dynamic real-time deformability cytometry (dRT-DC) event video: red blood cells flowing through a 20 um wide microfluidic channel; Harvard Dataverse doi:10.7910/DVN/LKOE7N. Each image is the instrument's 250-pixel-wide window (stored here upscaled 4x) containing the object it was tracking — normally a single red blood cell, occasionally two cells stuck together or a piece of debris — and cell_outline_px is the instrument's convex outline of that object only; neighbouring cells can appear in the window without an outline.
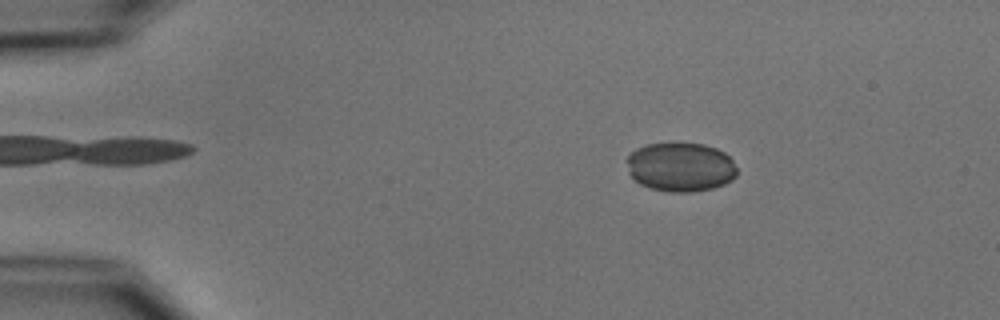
{"species": "common noctule bat (a hibernating species)", "species_latin": "Nyctalus noctula", "temperature_condition": "cold", "stored_images_in_passage": 54, "camera_frame_rate_fps": 3000, "um_per_image_px": 0.085, "animal": {"sex": "male", "body_mass_g": 15.6}, "frame": {"image": 1, "passage_image": 9, "time_ms": 2.667, "image_size_px": [1000, 320], "cell_outline_px": [[736, 176], [732, 180], [724, 184], [712, 188], [692, 192], [668, 192], [648, 188], [640, 184], [628, 172], [628, 156], [636, 148], [648, 144], [704, 144], [716, 148], [724, 152], [732, 160], [736, 168]], "centroid_in_image_um": [57.85, 14.21], "position_along_channel_um": 27.1, "area_um2": 31.39}}
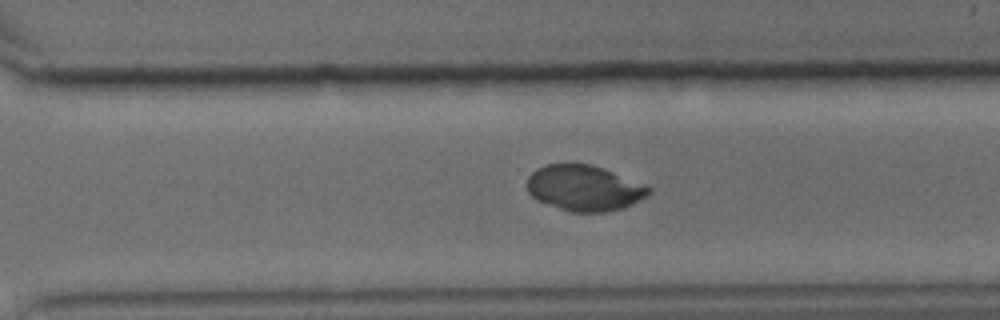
{"frame": {"image": 2, "passage_image": 38, "time_ms": 12.333, "image_size_px": [1000, 320], "cell_outline_px": [[652, 192], [640, 200], [624, 208], [604, 212], [568, 212], [536, 200], [528, 192], [524, 184], [528, 176], [536, 168], [544, 164], [592, 164], [648, 184], [652, 188]], "centroid_in_image_um": [49.66, 15.98], "position_along_channel_um": 320.9, "area_um2": 33.06}}
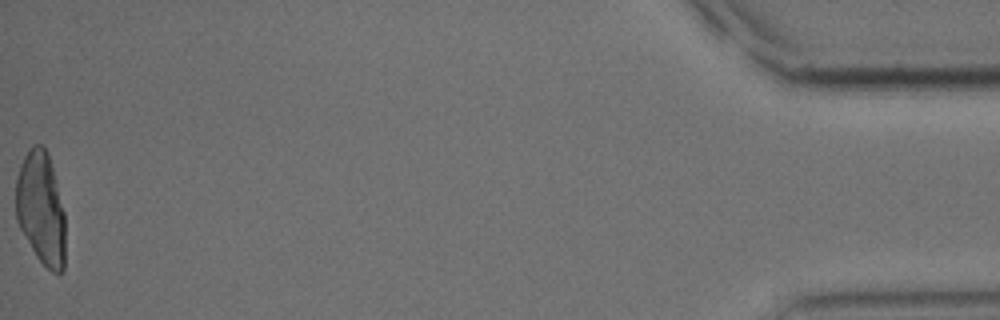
{"frame": {"image": 3, "passage_image": 54, "time_ms": 17.667, "image_size_px": [1000, 320], "cell_outline_px": [[64, 272], [52, 272], [36, 256], [20, 228], [16, 220], [16, 176], [20, 164], [28, 148], [32, 144], [44, 144], [48, 152], [64, 212]], "centroid_in_image_um": [3.46, 17.66], "position_along_channel_um": 431.7, "area_um2": 32.6}}